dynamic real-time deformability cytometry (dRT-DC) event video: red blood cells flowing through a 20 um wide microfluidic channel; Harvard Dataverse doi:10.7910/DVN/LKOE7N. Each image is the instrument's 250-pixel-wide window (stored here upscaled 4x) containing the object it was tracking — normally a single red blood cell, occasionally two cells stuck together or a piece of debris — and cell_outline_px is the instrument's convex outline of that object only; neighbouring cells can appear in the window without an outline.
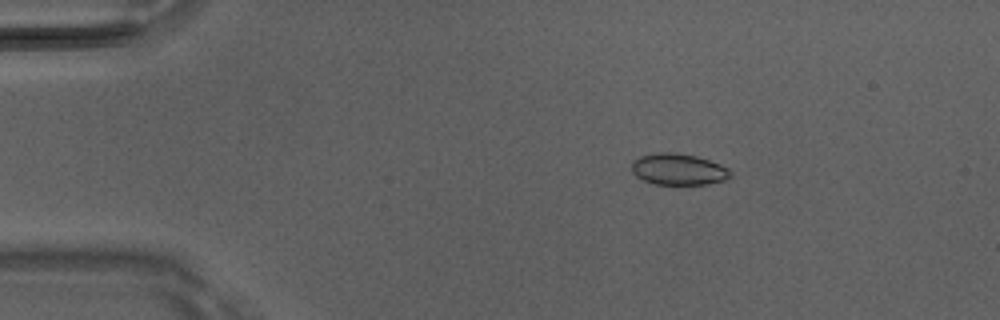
{"species": "Egyptian fruit bat (a non-hibernating species)", "species_latin": "Rousettus aegyptiacus", "temperature_condition": "room temperature", "stored_images_in_passage": 5, "camera_frame_rate_fps": 3000, "um_per_image_px": 0.085, "animal": {"sex": "male"}, "frame": {"image": 1, "passage_image": 1, "time_ms": 0.0, "image_size_px": [1000, 320], "cell_outline_px": [[732, 176], [724, 180], [708, 184], [656, 184], [644, 180], [636, 176], [632, 172], [632, 160], [640, 156], [656, 152], [676, 152], [696, 156], [720, 164], [728, 168], [732, 172]], "centroid_in_image_um": [57.66, 14.38], "position_along_channel_um": 27.3, "area_um2": 18.15}}
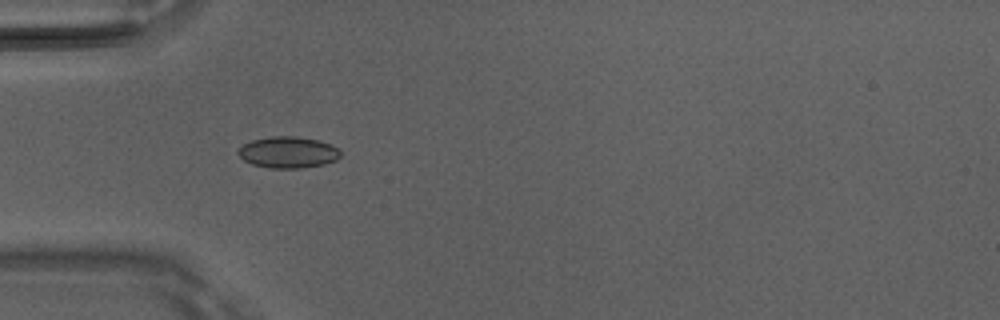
{"frame": {"image": 2, "passage_image": 3, "time_ms": 0.667, "image_size_px": [1000, 320], "cell_outline_px": [[340, 156], [336, 160], [324, 164], [304, 168], [268, 168], [252, 164], [244, 160], [236, 152], [244, 144], [252, 140], [272, 136], [296, 136], [320, 140], [332, 144], [340, 152]], "centroid_in_image_um": [24.5, 12.94], "position_along_channel_um": 60.5, "area_um2": 18.79}}